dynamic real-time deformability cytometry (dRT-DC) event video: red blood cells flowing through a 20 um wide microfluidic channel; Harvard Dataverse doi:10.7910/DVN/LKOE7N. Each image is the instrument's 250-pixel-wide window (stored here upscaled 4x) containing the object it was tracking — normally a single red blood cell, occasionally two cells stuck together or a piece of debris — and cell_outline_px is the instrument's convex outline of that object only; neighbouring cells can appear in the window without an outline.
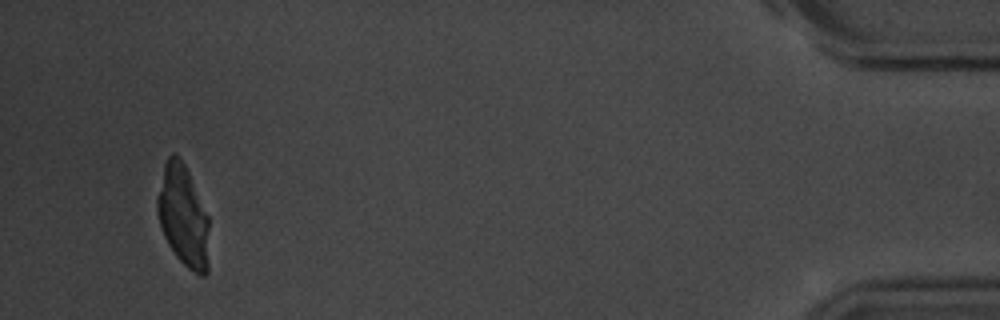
{"species": "common noctule bat (a hibernating species)", "species_latin": "Nyctalus noctula", "temperature_condition": "room temperature", "stored_images_in_passage": 41, "camera_frame_rate_fps": 3000, "um_per_image_px": 0.085, "animal": {"sex": "male", "body_mass_g": 20.1, "forearm_length_mm": 53.5}, "frame": {"image": 1, "passage_image": 38, "time_ms": 12.333, "image_size_px": [1000, 320], "cell_outline_px": [[208, 272], [204, 276], [200, 276], [192, 272], [176, 256], [168, 244], [164, 236], [156, 212], [156, 200], [164, 164], [168, 156], [172, 152], [176, 152], [180, 156], [188, 172], [208, 216]], "centroid_in_image_um": [15.55, 18.36], "position_along_channel_um": 419.6, "area_um2": 30.63}}